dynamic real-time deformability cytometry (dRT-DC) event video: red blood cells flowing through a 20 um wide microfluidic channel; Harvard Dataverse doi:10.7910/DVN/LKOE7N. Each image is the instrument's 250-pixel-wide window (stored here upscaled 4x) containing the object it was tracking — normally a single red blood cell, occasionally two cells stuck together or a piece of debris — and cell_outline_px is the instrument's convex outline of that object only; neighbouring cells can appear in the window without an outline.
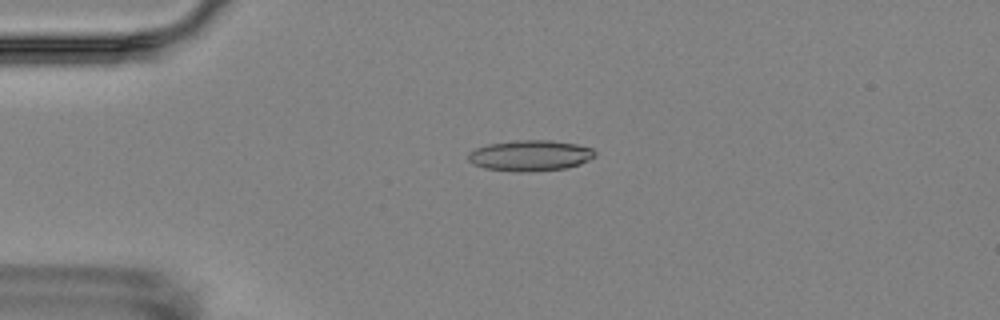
{"species": "Egyptian fruit bat (a non-hibernating species)", "species_latin": "Rousettus aegyptiacus", "temperature_condition": "room temperature", "stored_images_in_passage": 4, "camera_frame_rate_fps": 3000, "um_per_image_px": 0.085, "animal": {"sex": "female"}, "frame": {"image": 1, "passage_image": 3, "time_ms": 3.333, "image_size_px": [1000, 320], "cell_outline_px": [[596, 156], [580, 164], [564, 168], [484, 168], [472, 164], [468, 160], [468, 152], [476, 148], [488, 144], [516, 140], [552, 140], [576, 144], [592, 148], [596, 152]], "centroid_in_image_um": [45.08, 13.15], "position_along_channel_um": 39.9, "area_um2": 21.56}}